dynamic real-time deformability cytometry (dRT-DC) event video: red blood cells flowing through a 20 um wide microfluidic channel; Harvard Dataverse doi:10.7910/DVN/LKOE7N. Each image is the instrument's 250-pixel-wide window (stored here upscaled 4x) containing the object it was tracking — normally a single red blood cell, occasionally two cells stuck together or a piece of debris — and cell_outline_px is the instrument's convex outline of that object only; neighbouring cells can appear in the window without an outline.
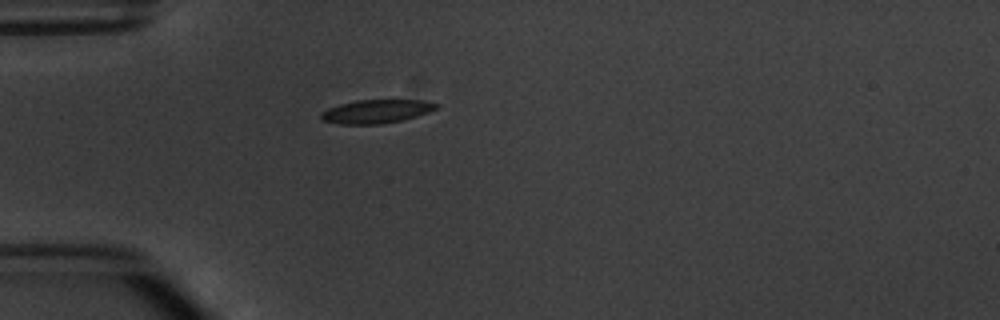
{"species": "common noctule bat (a hibernating species)", "species_latin": "Nyctalus noctula", "temperature_condition": "warm", "stored_images_in_passage": 1, "camera_frame_rate_fps": 3000, "um_per_image_px": 0.085, "animal": {"sex": "male", "body_mass_g": 20.1, "forearm_length_mm": 53.5}, "frame": {"image": 1, "passage_image": 1, "time_ms": 0.0, "image_size_px": [1000, 320], "cell_outline_px": [[436, 108], [428, 112], [404, 120], [380, 124], [340, 124], [324, 120], [320, 116], [320, 112], [328, 108], [340, 104], [356, 100], [420, 100], [436, 104]], "centroid_in_image_um": [31.94, 9.47], "position_along_channel_um": 53.1, "area_um2": 15.61}}